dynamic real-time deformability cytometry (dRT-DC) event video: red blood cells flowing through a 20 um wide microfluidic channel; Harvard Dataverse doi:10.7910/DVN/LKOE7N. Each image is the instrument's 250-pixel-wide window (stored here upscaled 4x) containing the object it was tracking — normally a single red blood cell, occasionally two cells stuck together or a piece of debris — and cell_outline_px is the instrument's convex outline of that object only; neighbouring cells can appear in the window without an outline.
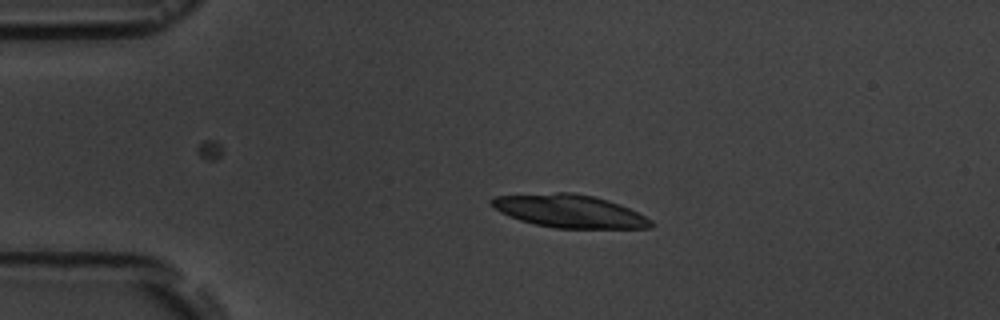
{"species": "common noctule bat (a hibernating species)", "species_latin": "Nyctalus noctula", "temperature_condition": "room temperature", "stored_images_in_passage": 4, "camera_frame_rate_fps": 3000, "um_per_image_px": 0.085, "animal": {"sex": "male", "body_mass_g": 19.5, "forearm_length_mm": 54.6}, "frame": {"image": 1, "passage_image": 3, "time_ms": 2.333, "image_size_px": [1000, 320], "cell_outline_px": [[656, 224], [652, 228], [556, 228], [536, 224], [520, 220], [508, 216], [500, 212], [488, 204], [488, 200], [492, 196], [556, 192], [572, 192], [596, 196], [620, 204], [652, 220]], "centroid_in_image_um": [48.37, 17.93], "position_along_channel_um": 36.6, "area_um2": 30.92}}